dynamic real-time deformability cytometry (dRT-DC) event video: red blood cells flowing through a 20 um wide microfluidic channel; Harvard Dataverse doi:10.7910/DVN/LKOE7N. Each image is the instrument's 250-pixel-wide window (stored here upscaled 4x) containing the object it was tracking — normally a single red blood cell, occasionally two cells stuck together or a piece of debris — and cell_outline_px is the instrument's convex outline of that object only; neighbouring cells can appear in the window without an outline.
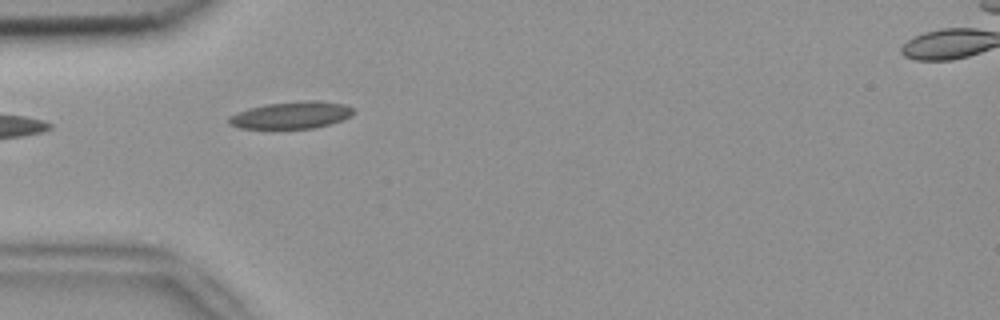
{"species": "common noctule bat (a hibernating species)", "species_latin": "Nyctalus noctula", "temperature_condition": "room temperature", "stored_images_in_passage": 4, "camera_frame_rate_fps": 3000, "um_per_image_px": 0.085, "animal": {"sex": "female", "body_mass_g": 18.4}, "frame": {"image": 1, "passage_image": 1, "time_ms": 0.0, "image_size_px": [1000, 320], "cell_outline_px": [[356, 112], [352, 116], [332, 124], [312, 128], [240, 128], [228, 124], [228, 116], [236, 112], [248, 108], [268, 104], [308, 100], [316, 100], [344, 104], [352, 108]], "centroid_in_image_um": [24.78, 9.78], "position_along_channel_um": 60.2, "area_um2": 19.71}}